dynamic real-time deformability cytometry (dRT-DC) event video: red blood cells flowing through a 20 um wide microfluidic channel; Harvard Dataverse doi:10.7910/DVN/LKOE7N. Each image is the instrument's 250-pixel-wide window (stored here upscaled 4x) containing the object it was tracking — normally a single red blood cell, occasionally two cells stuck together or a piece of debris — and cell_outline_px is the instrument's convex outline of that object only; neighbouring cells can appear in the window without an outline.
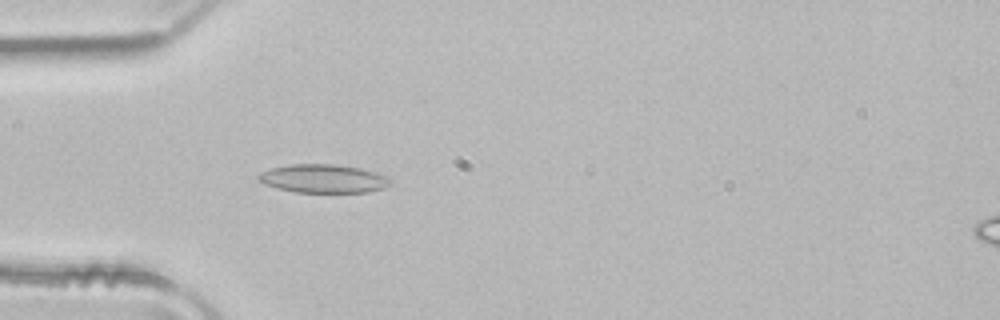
{"species": "common noctule bat (a hibernating species)", "species_latin": "Nyctalus noctula", "temperature_condition": "room temperature", "stored_images_in_passage": 39, "camera_frame_rate_fps": 3000, "um_per_image_px": 0.085, "animal": {"sex": "male", "body_mass_g": 21.5, "forearm_length_mm": 52.0}, "frame": {"image": 1, "passage_image": 3, "time_ms": 0.667, "image_size_px": [1000, 320], "cell_outline_px": [[392, 184], [384, 188], [368, 192], [296, 192], [276, 188], [264, 184], [256, 176], [260, 172], [272, 168], [288, 164], [336, 164], [360, 168], [376, 172], [392, 180]], "centroid_in_image_um": [27.48, 15.18], "position_along_channel_um": 57.5, "area_um2": 21.96}}
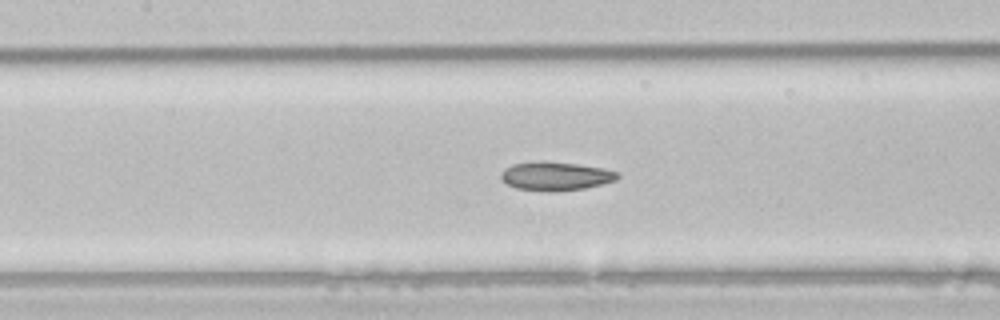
{"frame": {"image": 2, "passage_image": 11, "time_ms": 3.333, "image_size_px": [1000, 320], "cell_outline_px": [[620, 176], [616, 180], [584, 188], [556, 192], [552, 192], [516, 188], [508, 184], [500, 176], [504, 168], [512, 164], [540, 160], [544, 160], [580, 164], [604, 168], [620, 172]], "centroid_in_image_um": [47.25, 14.95], "position_along_channel_um": 160.2, "area_um2": 19.71}}
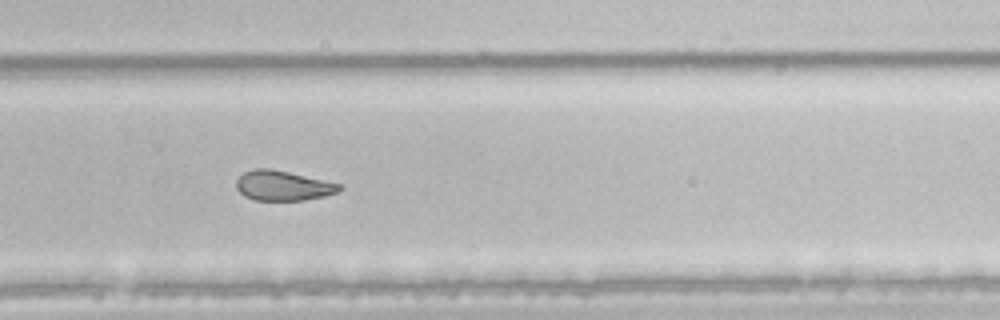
{"frame": {"image": 3, "passage_image": 22, "time_ms": 7.0, "image_size_px": [1000, 320], "cell_outline_px": [[344, 188], [336, 192], [324, 196], [304, 200], [256, 200], [244, 196], [236, 188], [236, 180], [244, 172], [256, 168], [272, 168], [344, 184]], "centroid_in_image_um": [24.08, 15.77], "position_along_channel_um": 305.7, "area_um2": 18.15}, "authors_computed_cell_mechanics": {"area_um2": 20.0566, "velocity_mm_per_s": 3.9892, "shape_relaxation_time_tau1_ms": 6.873, "shape_relaxation_time_tau2_ms": 2.8285, "deformation_change_tau1": 0.1696, "deformation_change_tau2": 0.0908}}